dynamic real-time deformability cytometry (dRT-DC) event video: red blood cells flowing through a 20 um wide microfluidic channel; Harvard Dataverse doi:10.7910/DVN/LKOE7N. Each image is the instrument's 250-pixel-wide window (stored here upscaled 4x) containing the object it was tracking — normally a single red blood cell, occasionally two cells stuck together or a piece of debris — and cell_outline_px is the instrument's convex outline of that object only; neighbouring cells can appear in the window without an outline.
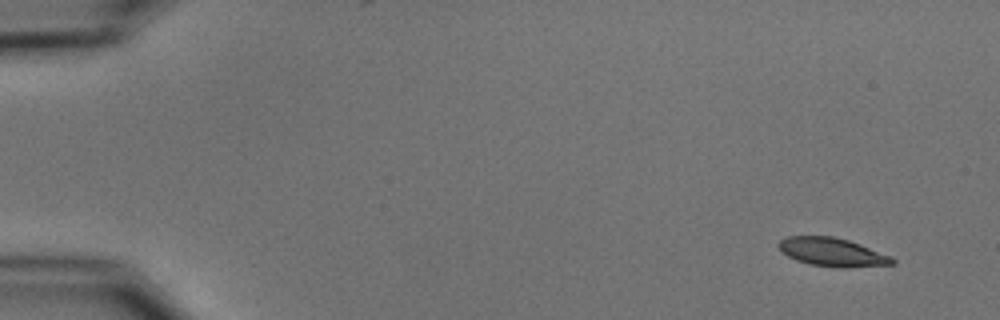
{"species": "common noctule bat (a hibernating species)", "species_latin": "Nyctalus noctula", "temperature_condition": "cold", "stored_images_in_passage": 4, "camera_frame_rate_fps": 3000, "um_per_image_px": 0.085, "animal": {"sex": "male", "body_mass_g": 15.6}, "frame": {"image": 1, "passage_image": 1, "time_ms": 0.0, "image_size_px": [1000, 320], "cell_outline_px": [[896, 264], [844, 268], [840, 268], [808, 264], [796, 260], [780, 252], [776, 244], [780, 240], [788, 236], [832, 236], [848, 240], [860, 244], [892, 256], [896, 260]], "centroid_in_image_um": [70.73, 21.44], "position_along_channel_um": 14.3, "area_um2": 19.13}}